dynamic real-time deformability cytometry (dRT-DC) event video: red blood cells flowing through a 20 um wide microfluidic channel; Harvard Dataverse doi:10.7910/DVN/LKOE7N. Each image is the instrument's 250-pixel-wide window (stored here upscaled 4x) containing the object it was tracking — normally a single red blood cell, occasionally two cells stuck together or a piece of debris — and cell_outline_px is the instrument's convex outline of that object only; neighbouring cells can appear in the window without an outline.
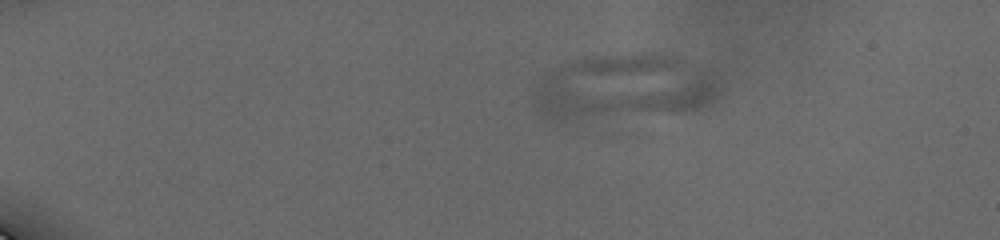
{"species": "human", "species_latin": "Homo sapiens", "temperature_condition": "cold", "stored_images_in_passage": 11, "camera_frame_rate_fps": 3000, "um_per_image_px": 0.085, "donor": {"sex": "male"}, "frame": {"image": 1, "passage_image": 1, "time_ms": 0.0, "image_size_px": [1000, 240], "cell_outline_px": [[720, 92], [712, 104], [704, 108], [680, 112], [564, 120], [556, 120], [540, 116], [536, 108], [536, 84], [548, 72], [568, 64], [592, 56], [656, 56], [688, 60], [704, 68], [716, 80], [720, 88]], "centroid_in_image_um": [53.06, 7.47], "position_along_channel_um": 31.9, "area_um2": 69.36}}
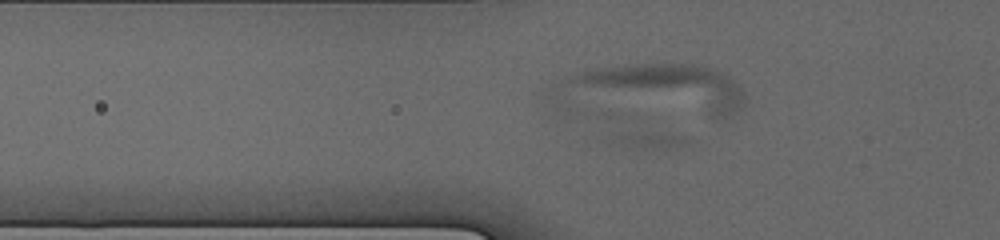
{"frame": {"image": 2, "passage_image": 7, "time_ms": 3.667, "image_size_px": [1000, 240], "cell_outline_px": [[744, 108], [728, 116], [708, 116], [556, 96], [544, 92], [548, 84], [556, 80], [592, 68], [628, 64], [692, 64], [712, 68], [724, 72], [740, 88], [744, 96]], "centroid_in_image_um": [55.73, 7.49], "position_along_channel_um": 70.1, "area_um2": 53.47}}